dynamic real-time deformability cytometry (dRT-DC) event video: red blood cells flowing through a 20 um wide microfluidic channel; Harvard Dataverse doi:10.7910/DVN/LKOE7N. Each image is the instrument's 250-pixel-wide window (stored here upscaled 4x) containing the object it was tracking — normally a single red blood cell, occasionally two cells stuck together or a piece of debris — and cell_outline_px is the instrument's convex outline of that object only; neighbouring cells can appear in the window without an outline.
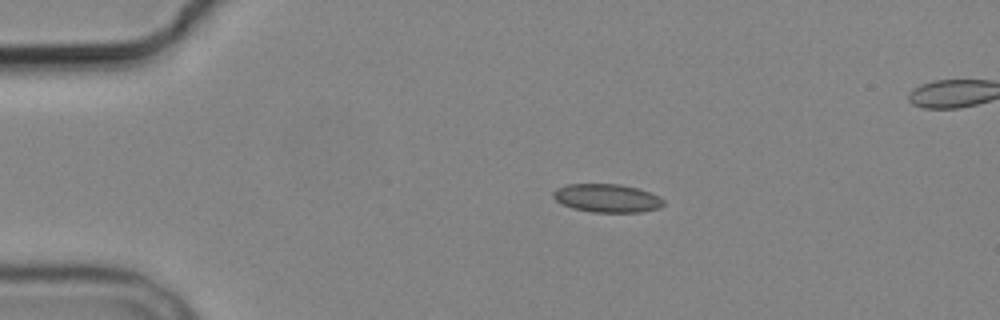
{"species": "common noctule bat (a hibernating species)", "species_latin": "Nyctalus noctula", "temperature_condition": "cold", "stored_images_in_passage": 5, "camera_frame_rate_fps": 3000, "um_per_image_px": 0.085, "animal": {"sex": "male", "body_mass_g": 19.2, "forearm_length_mm": 51.8}, "frame": {"image": 1, "passage_image": 3, "time_ms": 2.333, "image_size_px": [1000, 320], "cell_outline_px": [[664, 204], [660, 208], [644, 212], [592, 212], [572, 208], [560, 204], [552, 196], [552, 192], [556, 188], [568, 184], [620, 184], [636, 188], [660, 196], [664, 200]], "centroid_in_image_um": [51.58, 16.85], "position_along_channel_um": 33.4, "area_um2": 18.38}}